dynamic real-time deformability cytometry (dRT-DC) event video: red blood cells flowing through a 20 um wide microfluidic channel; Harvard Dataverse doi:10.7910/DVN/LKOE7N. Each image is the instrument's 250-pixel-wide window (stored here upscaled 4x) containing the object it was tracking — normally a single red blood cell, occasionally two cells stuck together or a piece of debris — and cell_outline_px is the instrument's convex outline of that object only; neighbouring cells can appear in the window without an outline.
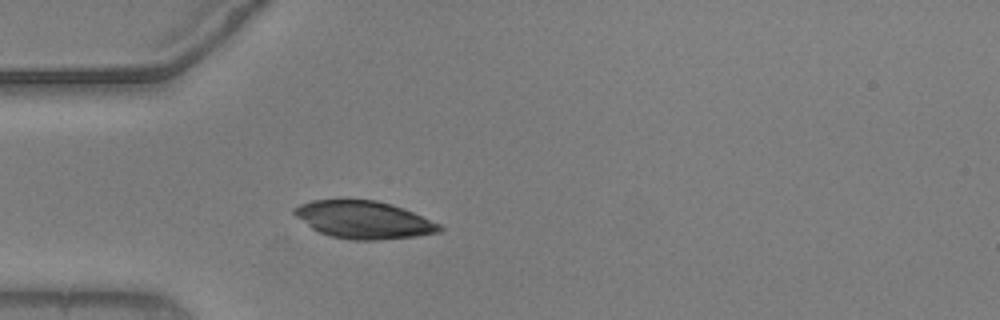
{"species": "common noctule bat (a hibernating species)", "species_latin": "Nyctalus noctula", "temperature_condition": "warm", "stored_images_in_passage": 40, "camera_frame_rate_fps": 3000, "um_per_image_px": 0.085, "animal": {"sex": "male", "body_mass_g": 20.5, "forearm_length_mm": 52.5}, "frame": {"image": 1, "passage_image": 1, "time_ms": 0.0, "image_size_px": [1000, 320], "cell_outline_px": [[444, 228], [440, 232], [416, 236], [380, 240], [352, 240], [328, 236], [312, 228], [296, 216], [292, 212], [292, 208], [300, 204], [312, 200], [376, 200], [392, 204], [412, 212], [440, 224]], "centroid_in_image_um": [30.91, 18.69], "position_along_channel_um": 54.1, "area_um2": 31.67}}
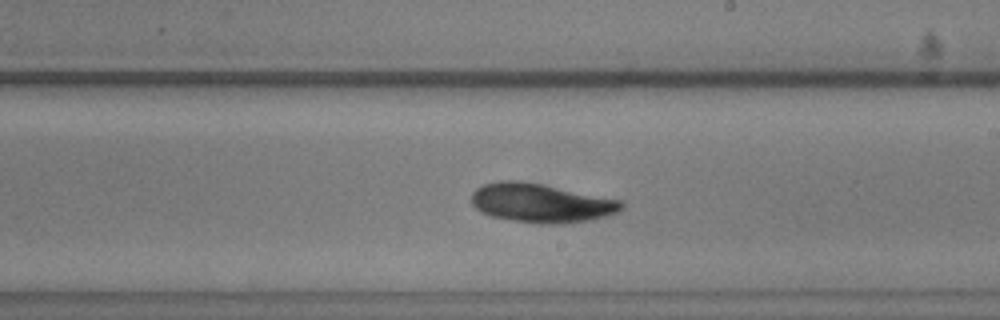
{"frame": {"image": 2, "passage_image": 17, "time_ms": 5.333, "image_size_px": [1000, 320], "cell_outline_px": [[624, 208], [620, 212], [608, 216], [568, 224], [540, 224], [492, 216], [480, 212], [472, 204], [472, 192], [476, 188], [484, 184], [500, 180], [520, 180], [624, 200]], "centroid_in_image_um": [46.04, 17.25], "position_along_channel_um": 243.0, "area_um2": 34.33}}
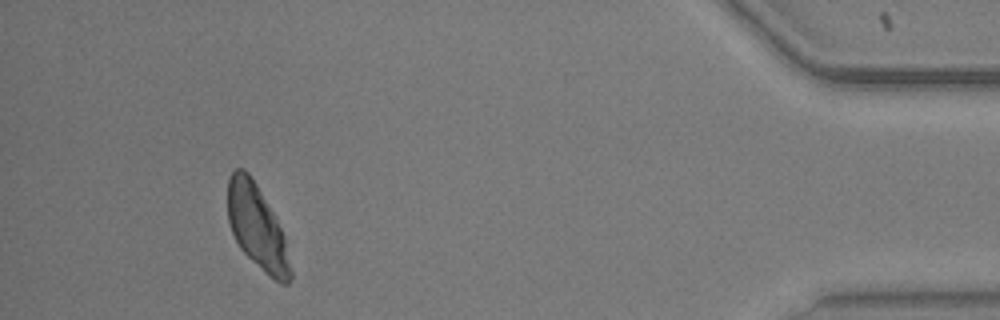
{"frame": {"image": 3, "passage_image": 36, "time_ms": 11.667, "image_size_px": [1000, 320], "cell_outline_px": [[292, 276], [288, 284], [280, 284], [264, 272], [240, 248], [228, 224], [228, 176], [236, 168], [244, 168], [248, 172], [256, 184], [272, 212], [284, 236], [292, 272]], "centroid_in_image_um": [21.83, 19.31], "position_along_channel_um": 413.4, "area_um2": 30.35}}